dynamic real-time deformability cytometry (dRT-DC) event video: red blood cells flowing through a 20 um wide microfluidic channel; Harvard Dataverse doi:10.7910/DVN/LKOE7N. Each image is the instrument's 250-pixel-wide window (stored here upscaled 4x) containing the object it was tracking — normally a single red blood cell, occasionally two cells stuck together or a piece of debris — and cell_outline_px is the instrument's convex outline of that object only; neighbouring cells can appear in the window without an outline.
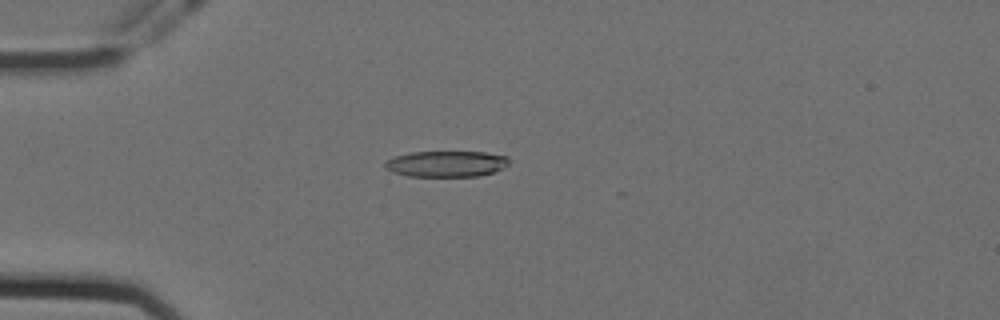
{"species": "Egyptian fruit bat (a non-hibernating species)", "species_latin": "Rousettus aegyptiacus", "temperature_condition": "cold", "stored_images_in_passage": 9, "camera_frame_rate_fps": 3000, "um_per_image_px": 0.085, "animal": {"sex": "female"}, "frame": {"image": 1, "passage_image": 7, "time_ms": 2.0, "image_size_px": [1000, 320], "cell_outline_px": [[508, 164], [492, 172], [480, 176], [408, 176], [392, 172], [384, 168], [384, 164], [388, 160], [396, 156], [412, 152], [484, 152], [508, 156]], "centroid_in_image_um": [37.91, 13.93], "position_along_channel_um": 47.1, "area_um2": 18.61}}